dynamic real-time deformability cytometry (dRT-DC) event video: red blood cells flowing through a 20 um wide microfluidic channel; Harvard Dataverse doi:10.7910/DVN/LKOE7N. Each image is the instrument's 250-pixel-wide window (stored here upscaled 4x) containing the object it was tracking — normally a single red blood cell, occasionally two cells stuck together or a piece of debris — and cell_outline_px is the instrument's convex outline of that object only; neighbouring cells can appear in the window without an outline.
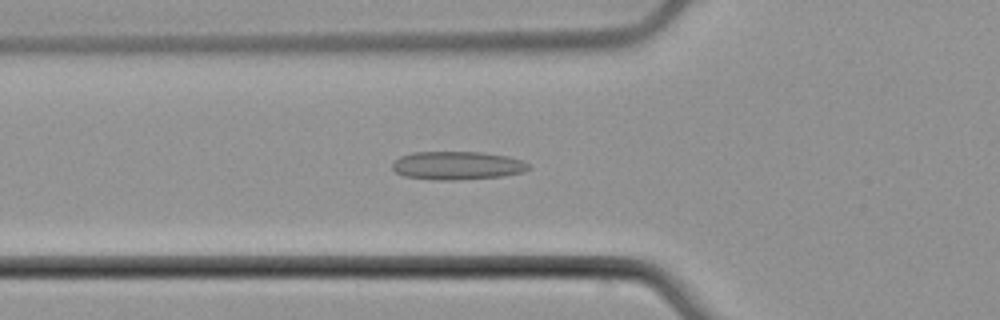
{"species": "common noctule bat (a hibernating species)", "species_latin": "Nyctalus noctula", "temperature_condition": "cold", "stored_images_in_passage": 52, "camera_frame_rate_fps": 3000, "um_per_image_px": 0.085, "animal": {"sex": "male", "body_mass_g": 21.5, "forearm_length_mm": 52.0}, "frame": {"image": 1, "passage_image": 18, "time_ms": 5.667, "image_size_px": [1000, 320], "cell_outline_px": [[532, 168], [524, 172], [500, 176], [452, 180], [444, 180], [404, 176], [396, 172], [392, 168], [392, 164], [400, 156], [412, 152], [480, 152], [508, 156], [520, 160], [528, 164]], "centroid_in_image_um": [38.87, 14.06], "position_along_channel_um": 86.9, "area_um2": 22.25}}
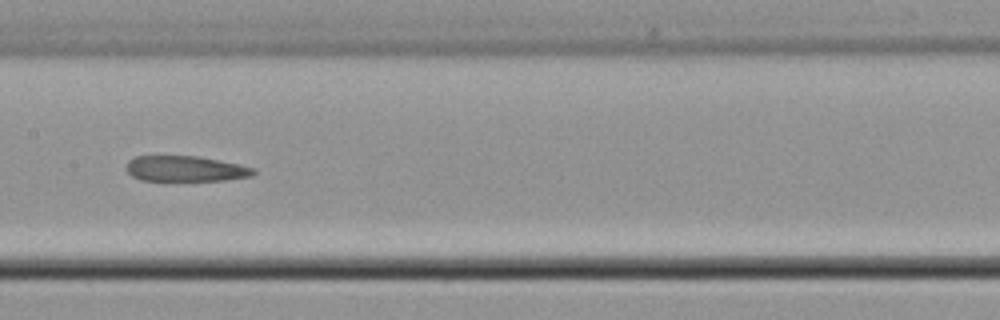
{"frame": {"image": 2, "passage_image": 26, "time_ms": 8.333, "image_size_px": [1000, 320], "cell_outline_px": [[256, 172], [252, 176], [224, 180], [140, 180], [132, 176], [128, 172], [128, 160], [136, 156], [196, 156], [256, 168]], "centroid_in_image_um": [15.77, 14.34], "position_along_channel_um": 191.6, "area_um2": 18.61}}
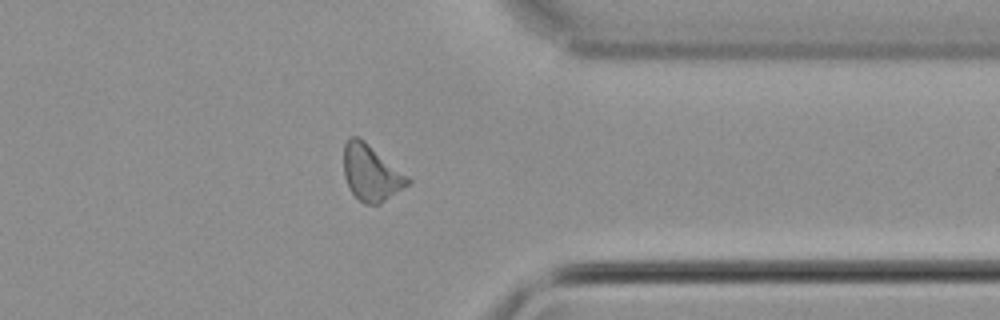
{"frame": {"image": 3, "passage_image": 41, "time_ms": 13.333, "image_size_px": [1000, 320], "cell_outline_px": [[412, 180], [408, 184], [380, 204], [364, 204], [352, 192], [344, 176], [344, 144], [352, 136], [356, 136], [364, 140], [408, 176]], "centroid_in_image_um": [31.54, 14.69], "position_along_channel_um": 379.9, "area_um2": 20.52}}